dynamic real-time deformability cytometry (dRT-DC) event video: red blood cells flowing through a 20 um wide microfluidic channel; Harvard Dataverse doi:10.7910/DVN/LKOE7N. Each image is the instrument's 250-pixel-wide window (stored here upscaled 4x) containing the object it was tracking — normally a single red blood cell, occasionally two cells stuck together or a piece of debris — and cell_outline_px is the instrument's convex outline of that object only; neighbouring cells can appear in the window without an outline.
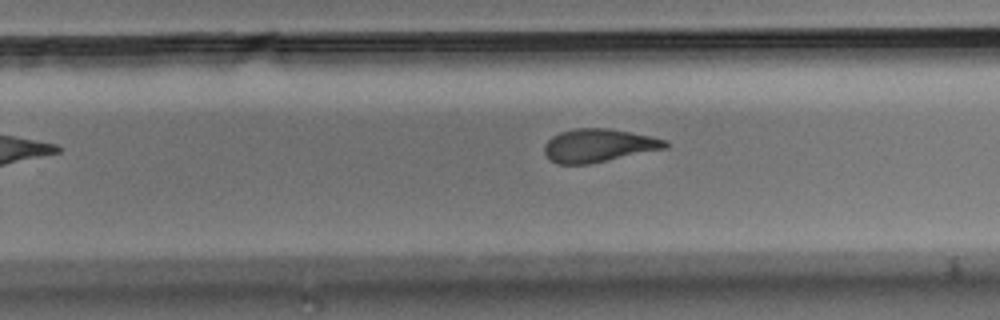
{"species": "Egyptian fruit bat (a non-hibernating species)", "species_latin": "Rousettus aegyptiacus", "temperature_condition": "room temperature", "stored_images_in_passage": 9, "camera_frame_rate_fps": 3000, "um_per_image_px": 0.085, "animal": {"sex": "male"}, "frame": {"image": 1, "passage_image": 9, "time_ms": 2.667, "image_size_px": [1000, 320], "cell_outline_px": [[672, 144], [668, 148], [588, 164], [556, 164], [548, 160], [544, 152], [544, 144], [552, 136], [560, 132], [572, 128], [608, 128], [632, 132], [668, 140]], "centroid_in_image_um": [50.89, 12.36], "position_along_channel_um": 278.9, "area_um2": 23.76}}